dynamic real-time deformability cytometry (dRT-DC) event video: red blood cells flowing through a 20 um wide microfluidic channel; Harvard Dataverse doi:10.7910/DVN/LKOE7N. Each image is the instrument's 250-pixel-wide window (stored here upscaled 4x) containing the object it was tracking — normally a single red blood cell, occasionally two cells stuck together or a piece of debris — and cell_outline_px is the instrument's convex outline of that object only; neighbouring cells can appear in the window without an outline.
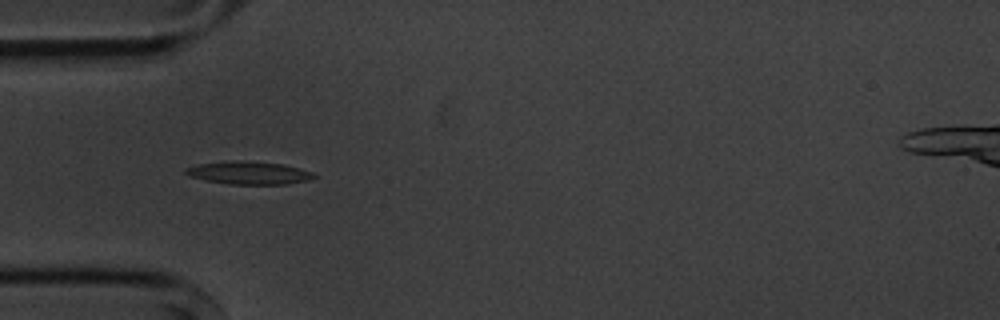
{"species": "common noctule bat (a hibernating species)", "species_latin": "Nyctalus noctula", "temperature_condition": "cold", "stored_images_in_passage": 7, "camera_frame_rate_fps": 3000, "um_per_image_px": 0.085, "animal": {"sex": "male", "body_mass_g": 20.1, "forearm_length_mm": 53.5}, "frame": {"image": 1, "passage_image": 4, "time_ms": 3.667, "image_size_px": [1000, 320], "cell_outline_px": [[316, 176], [308, 180], [284, 184], [228, 184], [204, 180], [188, 176], [184, 172], [184, 168], [200, 164], [236, 160], [240, 160], [284, 164], [300, 168], [312, 172]], "centroid_in_image_um": [21.12, 14.69], "position_along_channel_um": 63.9, "area_um2": 17.05}}
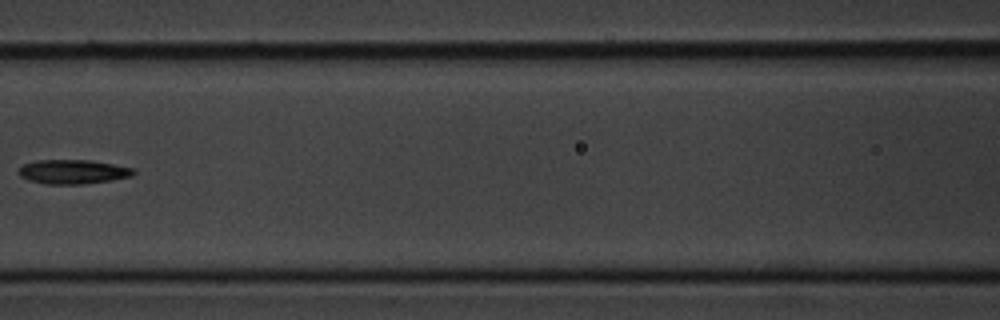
{"frame": {"image": 2, "passage_image": 6, "time_ms": 6.333, "image_size_px": [1000, 320], "cell_outline_px": [[136, 172], [132, 176], [112, 180], [84, 184], [44, 184], [28, 180], [20, 176], [16, 172], [24, 164], [40, 160], [92, 160], [136, 168]], "centroid_in_image_um": [6.23, 14.6], "position_along_channel_um": 160.4, "area_um2": 16.42}}
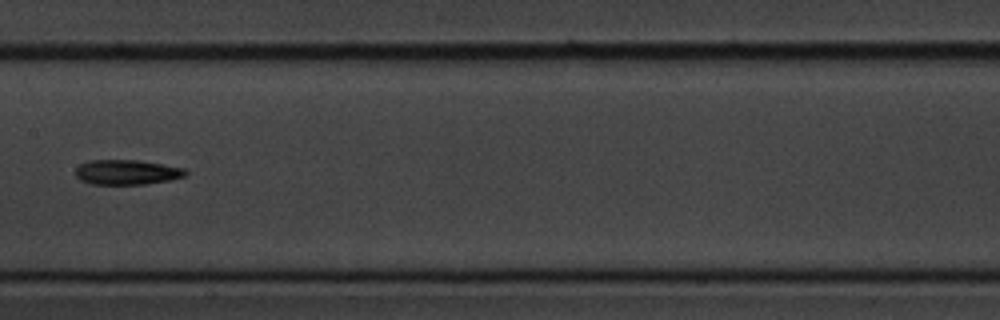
{"frame": {"image": 3, "passage_image": 7, "time_ms": 7.333, "image_size_px": [1000, 320], "cell_outline_px": [[188, 172], [184, 176], [172, 180], [144, 184], [92, 184], [80, 180], [76, 176], [76, 168], [80, 164], [88, 160], [136, 160], [184, 168]], "centroid_in_image_um": [10.77, 14.64], "position_along_channel_um": 196.6, "area_um2": 15.9}}